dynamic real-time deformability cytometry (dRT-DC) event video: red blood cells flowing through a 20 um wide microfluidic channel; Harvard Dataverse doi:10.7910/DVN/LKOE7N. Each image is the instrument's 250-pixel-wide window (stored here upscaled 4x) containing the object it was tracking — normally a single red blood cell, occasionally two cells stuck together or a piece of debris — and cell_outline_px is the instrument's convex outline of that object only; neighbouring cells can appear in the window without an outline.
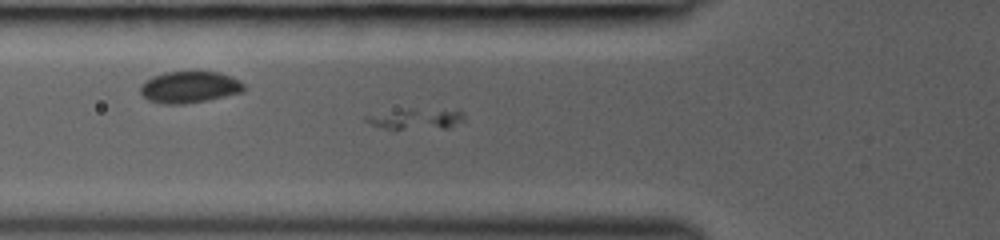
{"species": "common noctule bat (a hibernating species)", "species_latin": "Nyctalus noctula", "temperature_condition": "room temperature", "stored_images_in_passage": 17, "camera_frame_rate_fps": 3000, "um_per_image_px": 0.085, "animal": {"sex": "female", "body_mass_g": 19.0, "forearm_length_mm": 53.3}, "frame": {"image": 1, "passage_image": 12, "time_ms": 4.0, "image_size_px": [1000, 240], "cell_outline_px": [[464, 120], [448, 128], [392, 132], [380, 128], [364, 120], [364, 116], [412, 108], [460, 108], [464, 116]], "centroid_in_image_um": [35.41, 10.13], "position_along_channel_um": 90.4, "area_um2": 13.01}}
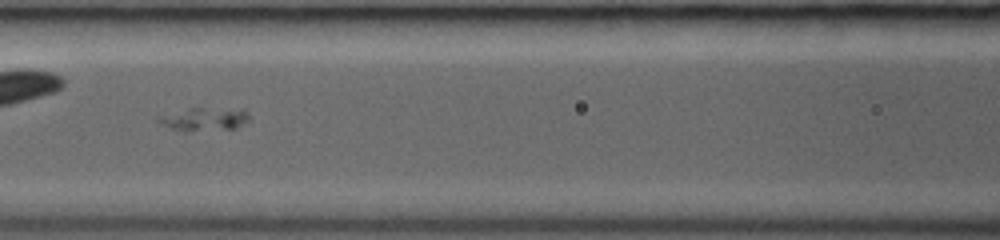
{"frame": {"image": 2, "passage_image": 15, "time_ms": 5.333, "image_size_px": [1000, 240], "cell_outline_px": [[248, 120], [236, 128], [184, 132], [172, 128], [156, 120], [156, 116], [188, 108], [244, 108], [248, 112]], "centroid_in_image_um": [17.38, 10.11], "position_along_channel_um": 149.2, "area_um2": 12.43}}